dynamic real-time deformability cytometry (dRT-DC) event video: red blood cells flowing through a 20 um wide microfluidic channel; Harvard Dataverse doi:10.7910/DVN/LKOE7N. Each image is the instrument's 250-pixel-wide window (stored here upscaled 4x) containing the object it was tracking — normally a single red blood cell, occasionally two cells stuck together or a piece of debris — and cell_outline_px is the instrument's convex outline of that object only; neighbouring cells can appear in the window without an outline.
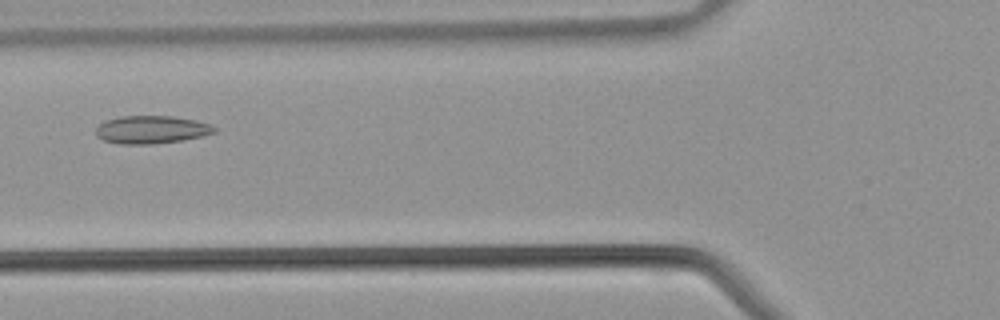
{"species": "common noctule bat (a hibernating species)", "species_latin": "Nyctalus noctula", "temperature_condition": "warm", "stored_images_in_passage": 37, "camera_frame_rate_fps": 3000, "um_per_image_px": 0.085, "animal": {"sex": "male", "body_mass_g": 21.5, "forearm_length_mm": 52.0}, "frame": {"image": 1, "passage_image": 11, "time_ms": 3.333, "image_size_px": [1000, 320], "cell_outline_px": [[216, 132], [204, 136], [184, 140], [152, 144], [116, 144], [104, 140], [96, 136], [96, 128], [100, 124], [108, 120], [120, 116], [172, 116], [196, 120], [208, 124], [216, 128]], "centroid_in_image_um": [12.88, 11.03], "position_along_channel_um": 112.9, "area_um2": 19.31}}
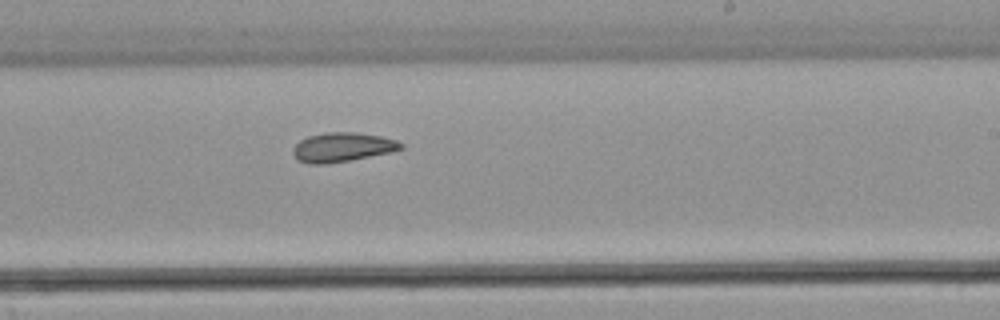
{"frame": {"image": 2, "passage_image": 20, "time_ms": 6.333, "image_size_px": [1000, 320], "cell_outline_px": [[404, 148], [392, 152], [352, 160], [328, 164], [308, 164], [296, 160], [292, 152], [292, 148], [300, 140], [308, 136], [328, 132], [356, 132], [380, 136], [396, 140], [404, 144]], "centroid_in_image_um": [29.09, 12.52], "position_along_channel_um": 259.9, "area_um2": 18.67}}
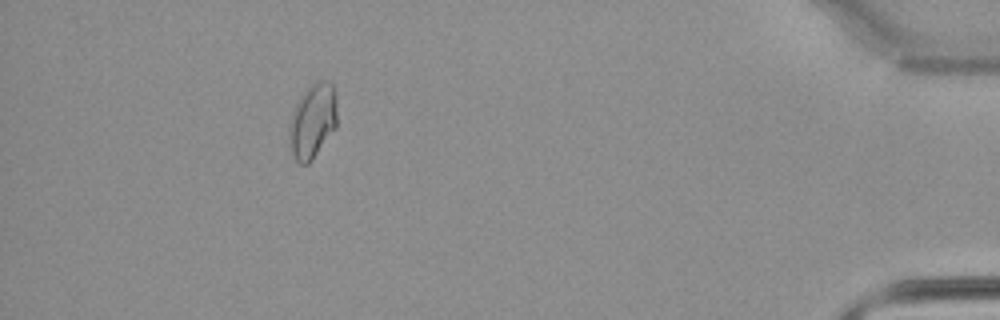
{"frame": {"image": 3, "passage_image": 33, "time_ms": 10.667, "image_size_px": [1000, 320], "cell_outline_px": [[336, 128], [312, 160], [308, 164], [300, 164], [292, 156], [288, 140], [288, 124], [292, 112], [300, 96], [308, 84], [316, 80], [328, 80], [332, 84], [336, 92]], "centroid_in_image_um": [26.55, 10.26], "position_along_channel_um": 408.6, "area_um2": 21.44}}